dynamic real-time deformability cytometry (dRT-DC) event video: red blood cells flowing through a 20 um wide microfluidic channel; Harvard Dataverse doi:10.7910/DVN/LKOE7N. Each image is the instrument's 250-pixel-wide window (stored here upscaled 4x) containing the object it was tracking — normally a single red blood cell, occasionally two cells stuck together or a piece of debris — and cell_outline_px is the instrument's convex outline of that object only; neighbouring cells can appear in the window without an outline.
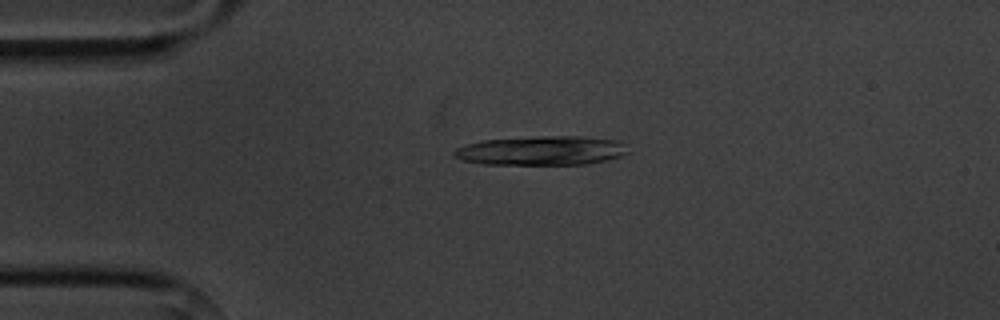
{"species": "common noctule bat (a hibernating species)", "species_latin": "Nyctalus noctula", "temperature_condition": "cold", "stored_images_in_passage": 4, "camera_frame_rate_fps": 3000, "um_per_image_px": 0.085, "animal": {"sex": "male", "body_mass_g": 20.1, "forearm_length_mm": 53.5}, "frame": {"image": 1, "passage_image": 3, "time_ms": 2.333, "image_size_px": [1000, 320], "cell_outline_px": [[628, 152], [620, 156], [604, 160], [584, 164], [484, 164], [464, 160], [452, 156], [452, 152], [456, 148], [464, 144], [484, 140], [536, 136], [580, 136], [616, 140], [624, 144]], "centroid_in_image_um": [45.97, 12.79], "position_along_channel_um": 39.0, "area_um2": 29.42}}